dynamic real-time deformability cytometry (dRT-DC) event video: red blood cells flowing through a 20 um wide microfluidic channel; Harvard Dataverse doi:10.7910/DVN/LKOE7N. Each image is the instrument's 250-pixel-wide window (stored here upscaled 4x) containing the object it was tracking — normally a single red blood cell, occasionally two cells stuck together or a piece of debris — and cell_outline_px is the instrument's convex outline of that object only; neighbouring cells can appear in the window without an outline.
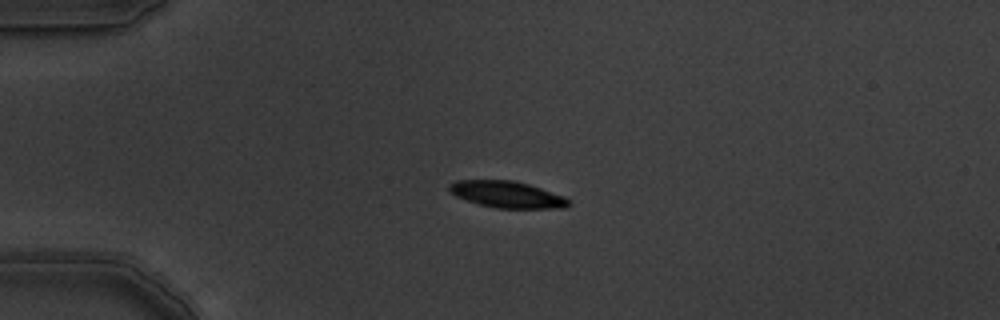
{"species": "common noctule bat (a hibernating species)", "species_latin": "Nyctalus noctula", "temperature_condition": "warm", "stored_images_in_passage": 2, "camera_frame_rate_fps": 3000, "um_per_image_px": 0.085, "animal": {"sex": "male", "body_mass_g": 19.5, "forearm_length_mm": 54.6}, "frame": {"image": 1, "passage_image": 1, "time_ms": 0.0, "image_size_px": [1000, 320], "cell_outline_px": [[572, 204], [564, 208], [496, 208], [480, 204], [456, 196], [448, 188], [448, 184], [456, 180], [512, 180], [528, 184], [564, 196]], "centroid_in_image_um": [43.11, 16.52], "position_along_channel_um": 41.9, "area_um2": 18.32}}